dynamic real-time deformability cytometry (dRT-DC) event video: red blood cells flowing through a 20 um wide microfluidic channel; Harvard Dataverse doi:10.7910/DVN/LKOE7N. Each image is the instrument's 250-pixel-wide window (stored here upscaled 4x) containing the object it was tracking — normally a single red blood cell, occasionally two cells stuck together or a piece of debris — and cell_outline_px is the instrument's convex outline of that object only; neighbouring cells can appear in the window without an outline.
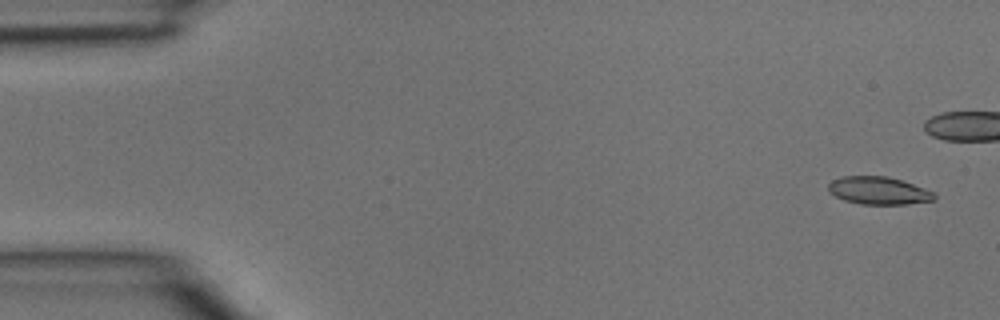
{"species": "common noctule bat (a hibernating species)", "species_latin": "Nyctalus noctula", "temperature_condition": "room temperature", "stored_images_in_passage": 6, "camera_frame_rate_fps": 3000, "um_per_image_px": 0.085, "animal": {"sex": "male", "body_mass_g": 15.6}, "frame": {"image": 1, "passage_image": 1, "time_ms": 0.0, "image_size_px": [1000, 320], "cell_outline_px": [[936, 200], [904, 204], [860, 204], [844, 200], [828, 192], [828, 184], [832, 180], [840, 176], [888, 176], [936, 192]], "centroid_in_image_um": [74.67, 16.2], "position_along_channel_um": 10.3, "area_um2": 17.17}}
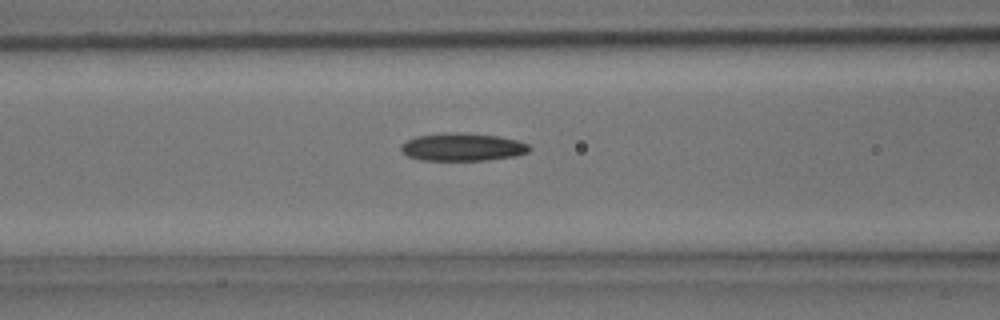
{"frame": {"image": 2, "passage_image": 6, "time_ms": 1.667, "image_size_px": [1000, 320], "cell_outline_px": [[532, 148], [528, 152], [516, 156], [488, 160], [424, 160], [408, 156], [400, 148], [408, 140], [416, 136], [448, 132], [456, 132], [496, 136], [516, 140], [528, 144]], "centroid_in_image_um": [39.35, 12.5], "position_along_channel_um": 127.3, "area_um2": 20.58}}